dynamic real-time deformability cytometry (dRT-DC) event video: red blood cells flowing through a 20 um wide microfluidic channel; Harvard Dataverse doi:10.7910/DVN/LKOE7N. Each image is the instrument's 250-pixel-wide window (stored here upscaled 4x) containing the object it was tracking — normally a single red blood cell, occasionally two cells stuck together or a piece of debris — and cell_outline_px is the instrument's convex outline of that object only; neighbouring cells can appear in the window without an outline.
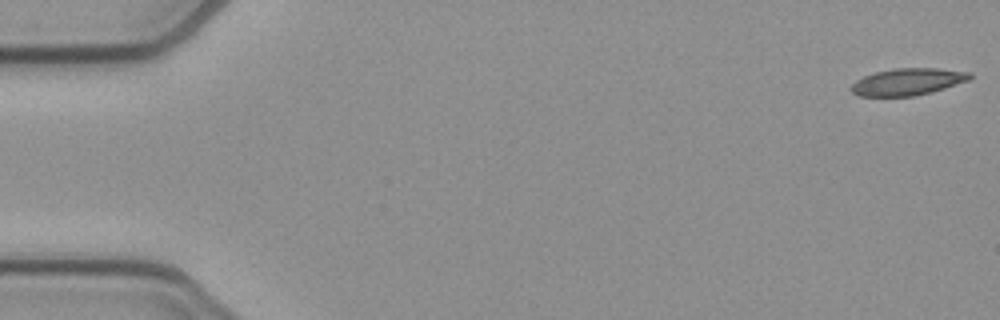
{"species": "common noctule bat (a hibernating species)", "species_latin": "Nyctalus noctula", "temperature_condition": "cold", "stored_images_in_passage": 52, "camera_frame_rate_fps": 3000, "um_per_image_px": 0.085, "animal": {"sex": "female", "body_mass_g": 21.9}, "frame": {"image": 1, "passage_image": 1, "time_ms": 0.0, "image_size_px": [1000, 320], "cell_outline_px": [[972, 76], [968, 80], [932, 92], [912, 96], [860, 96], [852, 92], [848, 88], [856, 80], [864, 76], [876, 72], [896, 68], [936, 68], [972, 72]], "centroid_in_image_um": [77.14, 6.95], "position_along_channel_um": 7.9, "area_um2": 18.55}}
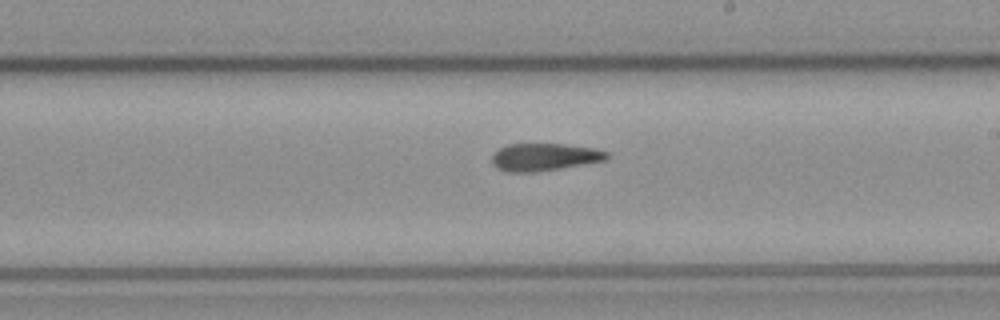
{"frame": {"image": 2, "passage_image": 30, "time_ms": 9.667, "image_size_px": [1000, 320], "cell_outline_px": [[608, 160], [540, 172], [504, 172], [496, 168], [492, 164], [492, 152], [508, 144], [564, 144], [592, 148], [608, 152]], "centroid_in_image_um": [46.24, 13.36], "position_along_channel_um": 242.8, "area_um2": 18.67}}
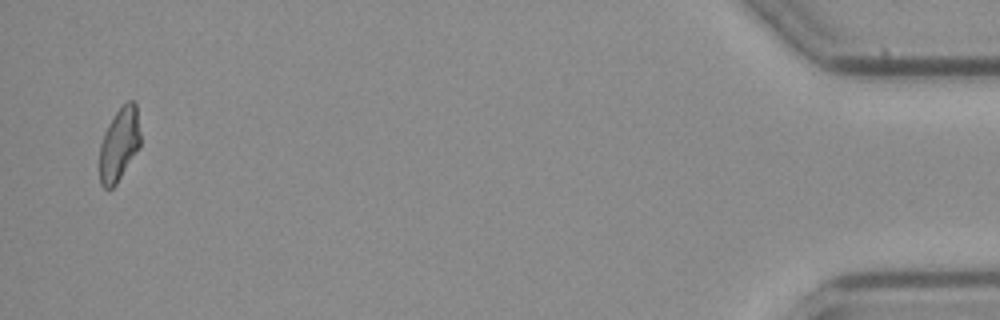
{"frame": {"image": 3, "passage_image": 51, "time_ms": 16.667, "image_size_px": [1000, 320], "cell_outline_px": [[140, 148], [116, 184], [108, 192], [100, 184], [100, 144], [104, 132], [108, 124], [116, 112], [128, 100], [132, 100], [136, 104], [140, 132]], "centroid_in_image_um": [10.14, 12.3], "position_along_channel_um": 425.1, "area_um2": 17.57}, "authors_computed_cell_mechanics": {"area_um2": 18.8428, "velocity_mm_per_s": 3.9104, "shape_relaxation_time_tau1_ms": null, "shape_relaxation_time_tau2_ms": 8.8422, "deformation_change_tau1": null, "deformation_change_tau2": 0.1846}}